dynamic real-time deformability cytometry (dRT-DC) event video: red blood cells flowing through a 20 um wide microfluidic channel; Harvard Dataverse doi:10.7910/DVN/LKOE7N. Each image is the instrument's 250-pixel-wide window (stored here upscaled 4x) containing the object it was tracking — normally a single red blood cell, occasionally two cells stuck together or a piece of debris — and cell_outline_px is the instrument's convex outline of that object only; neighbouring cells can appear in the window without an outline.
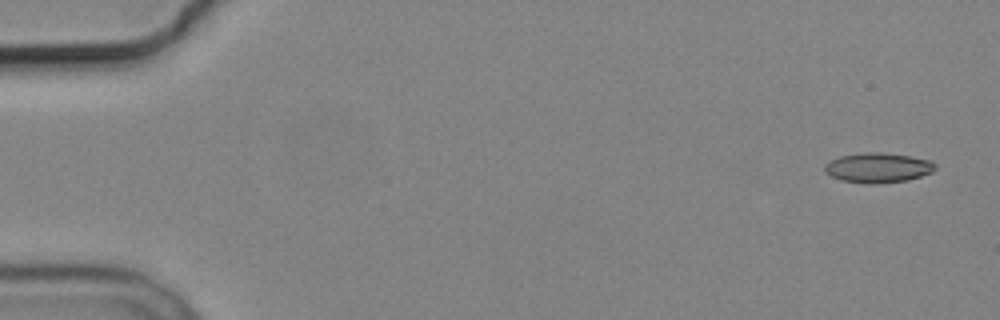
{"species": "common noctule bat (a hibernating species)", "species_latin": "Nyctalus noctula", "temperature_condition": "cold", "stored_images_in_passage": 5, "camera_frame_rate_fps": 3000, "um_per_image_px": 0.085, "animal": {"sex": "male", "body_mass_g": 19.2, "forearm_length_mm": 51.8}, "frame": {"image": 1, "passage_image": 1, "time_ms": 0.0, "image_size_px": [1000, 320], "cell_outline_px": [[936, 168], [932, 172], [908, 180], [876, 184], [868, 184], [840, 180], [824, 172], [824, 164], [840, 156], [864, 152], [884, 152], [932, 160], [936, 164]], "centroid_in_image_um": [74.63, 14.25], "position_along_channel_um": 10.4, "area_um2": 19.36}}
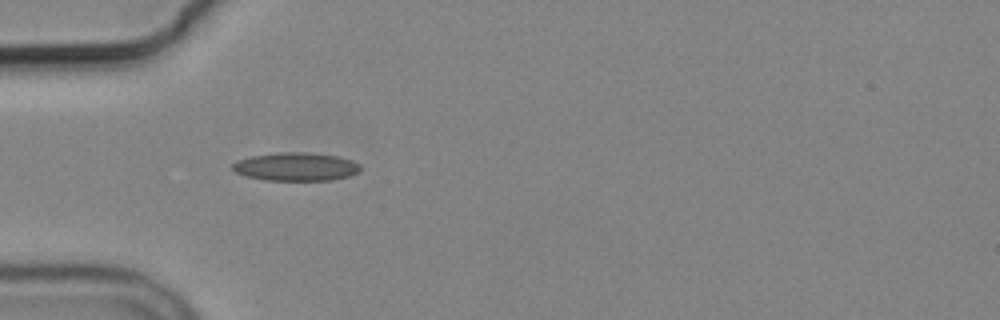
{"frame": {"image": 2, "passage_image": 5, "time_ms": 5.0, "image_size_px": [1000, 320], "cell_outline_px": [[360, 168], [356, 172], [348, 176], [332, 180], [264, 180], [244, 176], [236, 172], [232, 168], [232, 164], [236, 160], [252, 156], [276, 152], [308, 152], [340, 156], [352, 160], [360, 164]], "centroid_in_image_um": [25.13, 14.16], "position_along_channel_um": 59.9, "area_um2": 21.21}}